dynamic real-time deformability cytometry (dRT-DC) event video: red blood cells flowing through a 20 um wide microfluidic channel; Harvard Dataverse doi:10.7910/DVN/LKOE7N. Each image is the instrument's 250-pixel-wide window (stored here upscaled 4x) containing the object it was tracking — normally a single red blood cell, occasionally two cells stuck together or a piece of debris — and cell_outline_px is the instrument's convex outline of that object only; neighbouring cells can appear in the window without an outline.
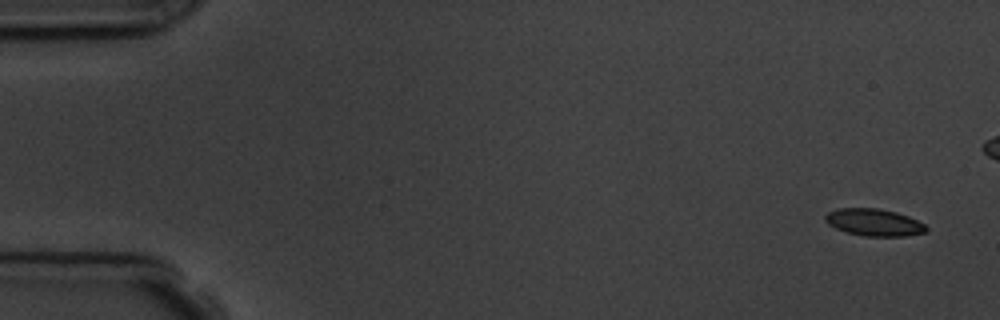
{"species": "common noctule bat (a hibernating species)", "species_latin": "Nyctalus noctula", "temperature_condition": "room temperature", "stored_images_in_passage": 6, "camera_frame_rate_fps": 3000, "um_per_image_px": 0.085, "animal": {"sex": "male", "body_mass_g": 19.5, "forearm_length_mm": 54.6}, "frame": {"image": 1, "passage_image": 1, "time_ms": 0.0, "image_size_px": [1000, 320], "cell_outline_px": [[928, 232], [904, 236], [864, 236], [844, 232], [828, 224], [824, 220], [824, 216], [828, 212], [840, 208], [876, 208], [896, 212], [908, 216], [924, 224], [928, 228]], "centroid_in_image_um": [74.28, 18.91], "position_along_channel_um": 10.7, "area_um2": 16.01}}